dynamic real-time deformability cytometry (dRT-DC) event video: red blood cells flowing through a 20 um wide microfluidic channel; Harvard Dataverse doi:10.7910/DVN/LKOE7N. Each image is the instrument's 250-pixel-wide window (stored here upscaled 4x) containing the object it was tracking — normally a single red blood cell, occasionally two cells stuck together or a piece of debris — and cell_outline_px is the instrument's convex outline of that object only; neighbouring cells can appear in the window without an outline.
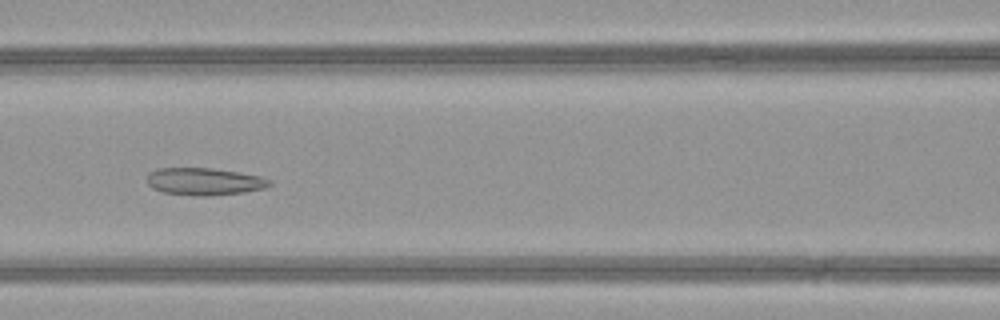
{"species": "common noctule bat (a hibernating species)", "species_latin": "Nyctalus noctula", "temperature_condition": "warm", "stored_images_in_passage": 34, "camera_frame_rate_fps": 3000, "um_per_image_px": 0.085, "animal": {"sex": "female", "body_mass_g": 21.9}, "frame": {"image": 1, "passage_image": 11, "time_ms": 3.333, "image_size_px": [1000, 320], "cell_outline_px": [[272, 184], [264, 188], [244, 192], [208, 196], [200, 196], [164, 192], [152, 188], [148, 184], [148, 172], [156, 168], [212, 168], [260, 176], [272, 180]], "centroid_in_image_um": [17.36, 15.42], "position_along_channel_um": 149.2, "area_um2": 19.42}}
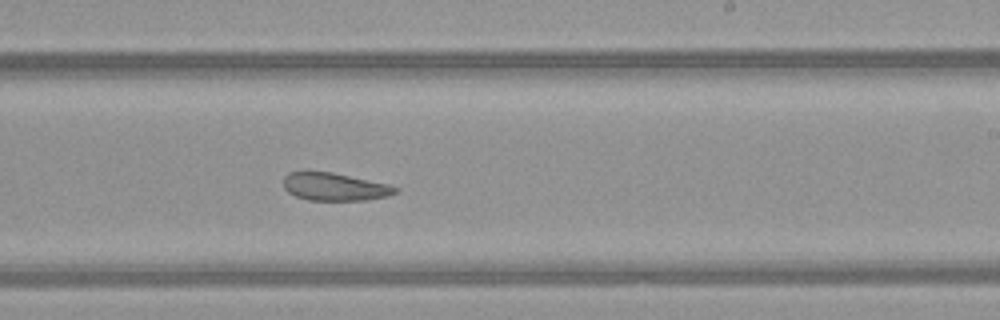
{"frame": {"image": 2, "passage_image": 19, "time_ms": 6.0, "image_size_px": [1000, 320], "cell_outline_px": [[400, 188], [396, 192], [388, 196], [364, 200], [308, 200], [296, 196], [288, 192], [284, 188], [284, 176], [288, 172], [304, 168], [332, 172], [388, 184]], "centroid_in_image_um": [28.37, 15.83], "position_along_channel_um": 260.6, "area_um2": 18.61}}
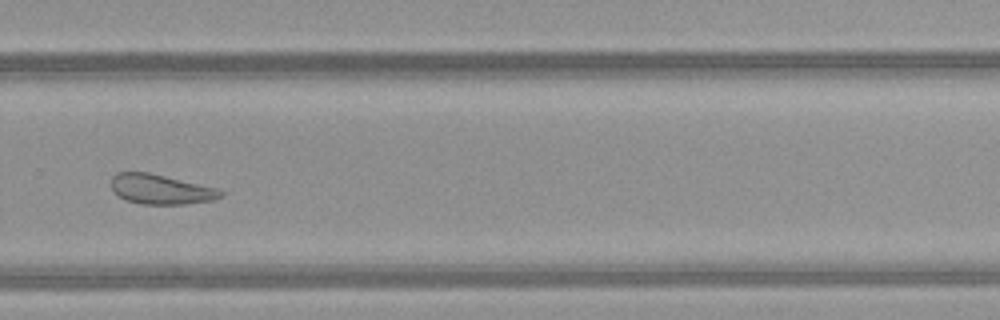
{"frame": {"image": 3, "passage_image": 23, "time_ms": 7.333, "image_size_px": [1000, 320], "cell_outline_px": [[224, 196], [212, 200], [184, 204], [140, 204], [124, 200], [112, 192], [112, 176], [116, 172], [148, 172], [216, 188], [224, 192]], "centroid_in_image_um": [13.62, 16.1], "position_along_channel_um": 316.2, "area_um2": 19.02}, "authors_computed_cell_mechanics": {"area_um2": 19.7098, "velocity_mm_per_s": 4.1969, "shape_relaxation_time_tau1_ms": null, "shape_relaxation_time_tau2_ms": 2.6645, "deformation_change_tau1": null, "deformation_change_tau2": 0.1078}}